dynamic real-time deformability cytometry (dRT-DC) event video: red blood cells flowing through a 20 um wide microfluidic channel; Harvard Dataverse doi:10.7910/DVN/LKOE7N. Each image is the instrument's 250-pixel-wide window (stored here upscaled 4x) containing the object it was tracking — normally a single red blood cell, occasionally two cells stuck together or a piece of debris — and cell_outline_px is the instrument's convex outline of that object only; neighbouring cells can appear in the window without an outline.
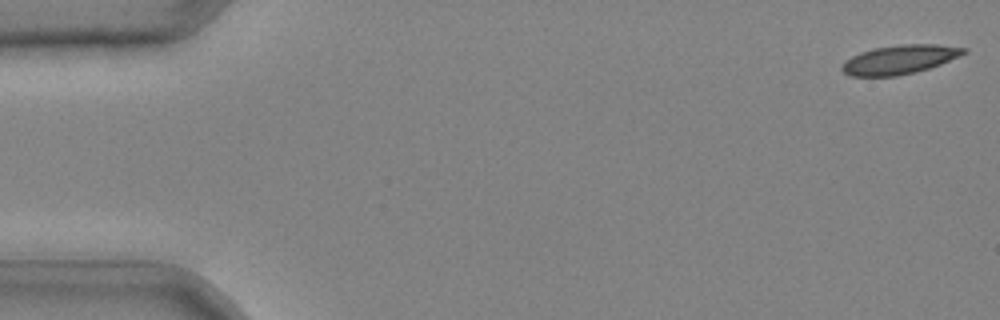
{"species": "common noctule bat (a hibernating species)", "species_latin": "Nyctalus noctula", "temperature_condition": "cold", "stored_images_in_passage": 7, "camera_frame_rate_fps": 3000, "um_per_image_px": 0.085, "animal": {"sex": "male", "body_mass_g": 20.4}, "frame": {"image": 1, "passage_image": 1, "time_ms": 0.0, "image_size_px": [1000, 320], "cell_outline_px": [[968, 52], [940, 64], [916, 72], [896, 76], [848, 76], [840, 68], [844, 60], [860, 52], [872, 48], [904, 44], [936, 44], [968, 48]], "centroid_in_image_um": [76.44, 5.06], "position_along_channel_um": 8.6, "area_um2": 20.63}}